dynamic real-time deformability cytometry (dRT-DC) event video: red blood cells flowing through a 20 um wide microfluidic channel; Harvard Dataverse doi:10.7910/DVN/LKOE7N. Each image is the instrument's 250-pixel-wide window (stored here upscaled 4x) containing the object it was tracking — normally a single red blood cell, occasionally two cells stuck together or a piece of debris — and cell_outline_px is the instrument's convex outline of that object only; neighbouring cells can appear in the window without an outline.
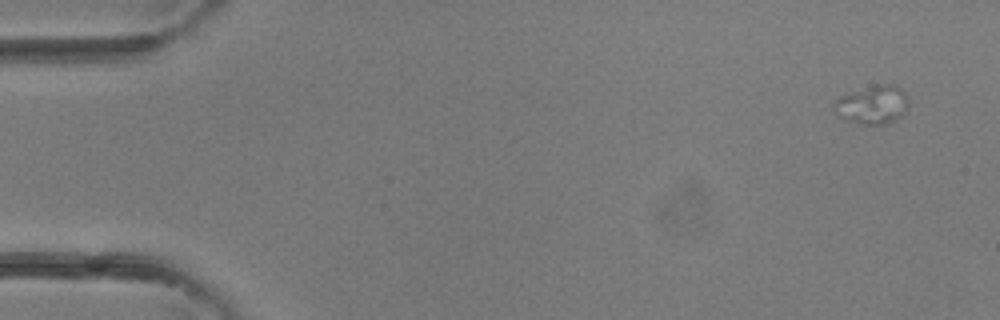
{"species": "common noctule bat (a hibernating species)", "species_latin": "Nyctalus noctula", "temperature_condition": "room temperature", "stored_images_in_passage": 4, "camera_frame_rate_fps": 3000, "um_per_image_px": 0.085, "animal": {"sex": "female"}, "frame": {"image": 1, "passage_image": 1, "time_ms": 0.0, "image_size_px": [1000, 320], "cell_outline_px": [[908, 104], [904, 112], [900, 116], [884, 124], [860, 124], [844, 120], [840, 116], [832, 104], [840, 96], [876, 84], [892, 84], [900, 88], [908, 96]], "centroid_in_image_um": [74.16, 8.89], "position_along_channel_um": 10.8, "area_um2": 16.47}}
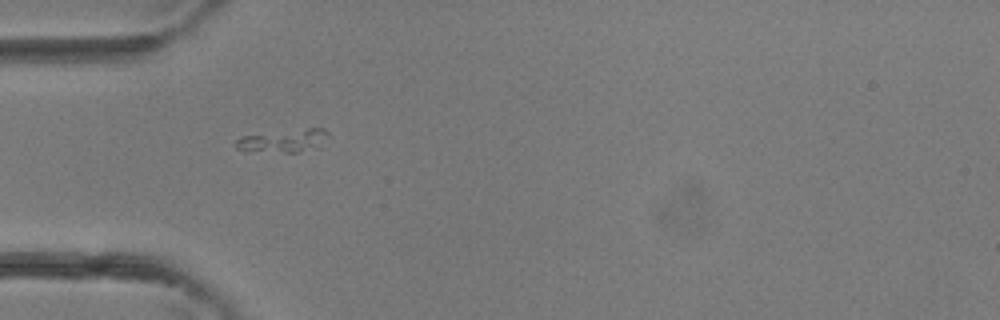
{"frame": {"image": 2, "passage_image": 4, "time_ms": 1.0, "image_size_px": [1000, 320], "cell_outline_px": [[328, 132], [320, 148], [296, 152], [248, 152], [236, 148], [236, 140], [240, 136], [308, 128], [324, 128]], "centroid_in_image_um": [24.07, 11.98], "position_along_channel_um": 60.9, "area_um2": 12.43}}